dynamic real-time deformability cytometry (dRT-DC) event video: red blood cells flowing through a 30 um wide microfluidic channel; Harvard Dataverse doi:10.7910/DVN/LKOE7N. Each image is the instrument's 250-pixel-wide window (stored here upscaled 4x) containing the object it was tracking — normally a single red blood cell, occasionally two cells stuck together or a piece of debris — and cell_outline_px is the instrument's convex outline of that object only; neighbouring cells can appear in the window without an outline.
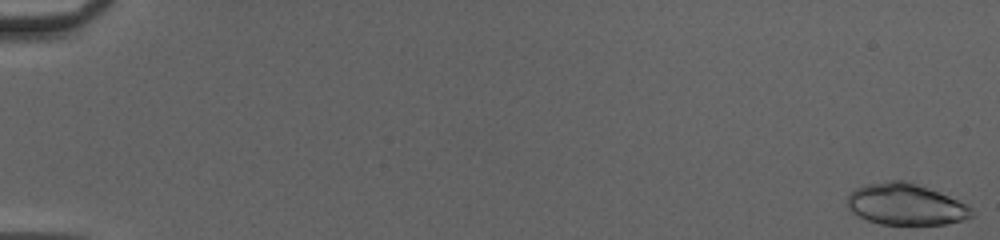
{"species": "common noctule bat (a hibernating species)", "species_latin": "Nyctalus noctula", "temperature_condition": "cold", "stored_images_in_passage": 51, "camera_frame_rate_fps": 3000, "um_per_image_px": 0.085, "animal": {"sex": "female", "body_mass_g": 20.0, "forearm_length_mm": 54.0}, "frame": {"image": 1, "passage_image": 1, "time_ms": 0.0, "image_size_px": [1000, 240], "cell_outline_px": [[972, 216], [964, 220], [944, 224], [880, 224], [868, 220], [852, 212], [848, 208], [848, 196], [856, 188], [864, 184], [888, 180], [904, 180], [928, 188], [968, 204], [972, 208]], "centroid_in_image_um": [76.99, 17.36], "position_along_channel_um": 8.0, "area_um2": 29.82}}